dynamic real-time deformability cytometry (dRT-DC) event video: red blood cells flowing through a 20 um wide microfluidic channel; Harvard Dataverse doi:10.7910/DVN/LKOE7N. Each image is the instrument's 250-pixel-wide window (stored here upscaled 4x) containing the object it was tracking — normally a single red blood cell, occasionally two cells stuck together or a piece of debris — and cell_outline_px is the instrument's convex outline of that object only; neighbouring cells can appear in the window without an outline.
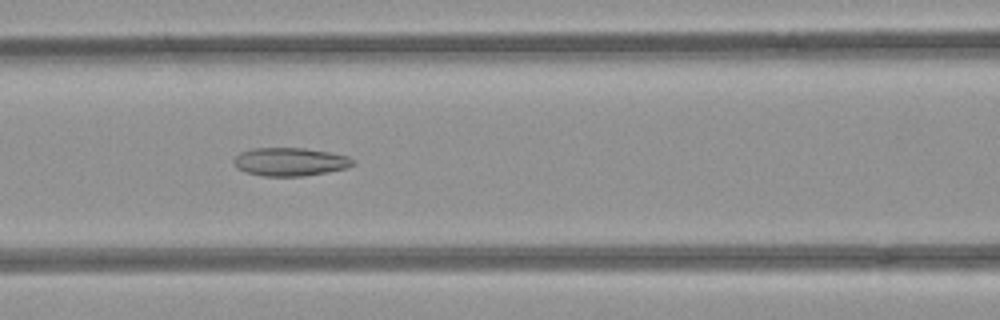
{"species": "common noctule bat (a hibernating species)", "species_latin": "Nyctalus noctula", "temperature_condition": "room temperature", "stored_images_in_passage": 51, "camera_frame_rate_fps": 3000, "um_per_image_px": 0.085, "animal": {"sex": "female", "body_mass_g": 21.9}, "frame": {"image": 1, "passage_image": 22, "time_ms": 7.0, "image_size_px": [1000, 320], "cell_outline_px": [[356, 164], [348, 168], [304, 176], [264, 176], [244, 172], [236, 168], [232, 164], [232, 160], [240, 152], [252, 148], [304, 148], [328, 152], [348, 156], [356, 160]], "centroid_in_image_um": [24.64, 13.75], "position_along_channel_um": 142.0, "area_um2": 19.88}}
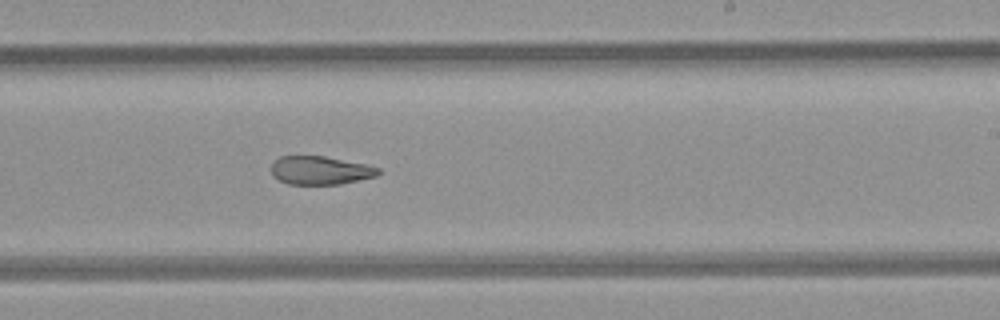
{"frame": {"image": 2, "passage_image": 31, "time_ms": 10.0, "image_size_px": [1000, 320], "cell_outline_px": [[380, 172], [376, 176], [340, 184], [288, 184], [272, 176], [272, 164], [280, 156], [324, 156], [368, 164], [380, 168]], "centroid_in_image_um": [27.24, 14.47], "position_along_channel_um": 261.8, "area_um2": 17.69}}
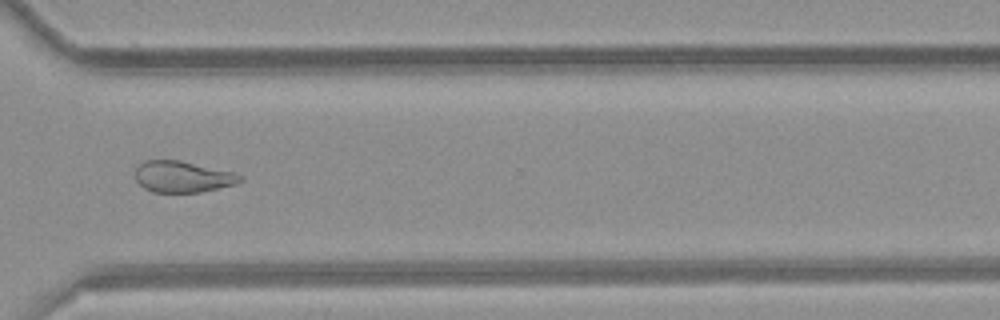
{"frame": {"image": 3, "passage_image": 38, "time_ms": 12.333, "image_size_px": [1000, 320], "cell_outline_px": [[244, 180], [236, 184], [200, 192], [152, 192], [144, 188], [136, 180], [136, 168], [144, 160], [180, 160], [232, 172], [244, 176]], "centroid_in_image_um": [15.53, 15.02], "position_along_channel_um": 355.1, "area_um2": 19.07}, "authors_computed_cell_mechanics": {"area_um2": 22.3108, "velocity_mm_per_s": 4.0056, "shape_relaxation_time_tau1_ms": null, "shape_relaxation_time_tau2_ms": 4.2468, "deformation_change_tau1": null, "deformation_change_tau2": 0.1293}}